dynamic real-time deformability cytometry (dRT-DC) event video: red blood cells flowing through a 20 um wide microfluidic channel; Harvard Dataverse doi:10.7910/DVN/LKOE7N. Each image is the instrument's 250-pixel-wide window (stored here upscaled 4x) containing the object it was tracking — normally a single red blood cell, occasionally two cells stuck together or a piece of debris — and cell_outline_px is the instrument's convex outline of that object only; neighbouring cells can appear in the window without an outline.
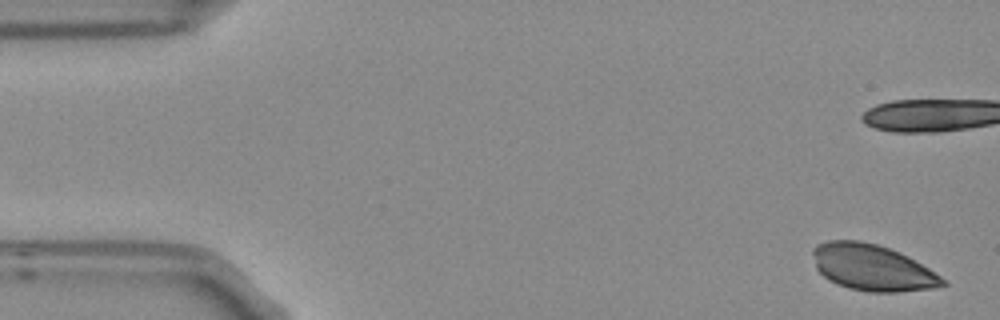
{"species": "Egyptian fruit bat (a non-hibernating species)", "species_latin": "Rousettus aegyptiacus", "temperature_condition": "room temperature", "stored_images_in_passage": 5, "camera_frame_rate_fps": 3000, "um_per_image_px": 0.085, "frame": {"image": 1, "passage_image": 1, "time_ms": 0.0, "image_size_px": [1000, 320], "cell_outline_px": [[948, 284], [932, 288], [896, 292], [868, 292], [848, 288], [836, 284], [828, 280], [816, 268], [812, 252], [812, 248], [816, 244], [828, 240], [860, 240], [876, 244], [900, 252], [908, 256], [928, 268], [940, 276]], "centroid_in_image_um": [74.1, 22.74], "position_along_channel_um": 10.9, "area_um2": 34.97}}